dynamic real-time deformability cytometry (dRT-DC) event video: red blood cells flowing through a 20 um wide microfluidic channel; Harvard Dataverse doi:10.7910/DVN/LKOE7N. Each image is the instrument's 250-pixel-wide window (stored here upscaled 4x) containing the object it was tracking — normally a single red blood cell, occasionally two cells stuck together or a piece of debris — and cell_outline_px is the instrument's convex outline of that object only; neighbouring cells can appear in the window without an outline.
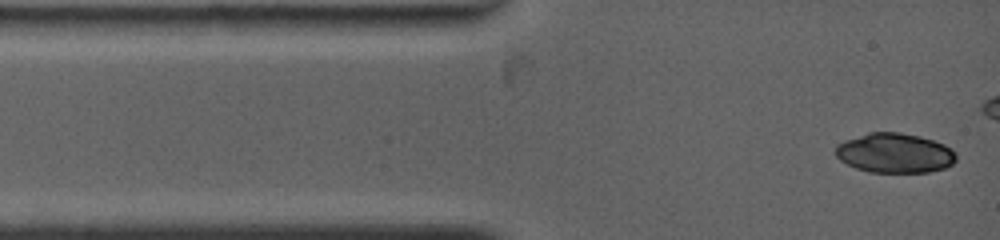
{"species": "common noctule bat (a hibernating species)", "species_latin": "Nyctalus noctula", "temperature_condition": "warm", "stored_images_in_passage": 4, "camera_frame_rate_fps": 4500, "um_per_image_px": 0.085, "animal": {"sex": "female", "body_mass_g": 19.0, "forearm_length_mm": 53.3}, "frame": {"image": 1, "passage_image": 1, "time_ms": 0.0, "image_size_px": [1000, 240], "cell_outline_px": [[956, 160], [952, 164], [944, 168], [928, 172], [868, 172], [856, 168], [840, 160], [836, 156], [836, 144], [844, 140], [868, 132], [900, 132], [920, 136], [944, 144], [952, 148], [956, 152]], "centroid_in_image_um": [76.05, 13.0], "position_along_channel_um": 9.0, "area_um2": 28.03}}
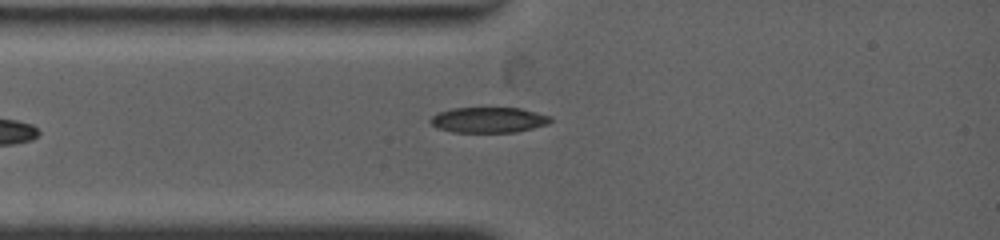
{"frame": {"image": 2, "passage_image": 4, "time_ms": 3.111, "image_size_px": [1000, 240], "cell_outline_px": [[552, 120], [548, 124], [516, 132], [452, 132], [436, 128], [428, 120], [436, 112], [452, 108], [520, 108], [552, 116]], "centroid_in_image_um": [41.5, 10.19], "position_along_channel_um": 43.5, "area_um2": 17.98}}